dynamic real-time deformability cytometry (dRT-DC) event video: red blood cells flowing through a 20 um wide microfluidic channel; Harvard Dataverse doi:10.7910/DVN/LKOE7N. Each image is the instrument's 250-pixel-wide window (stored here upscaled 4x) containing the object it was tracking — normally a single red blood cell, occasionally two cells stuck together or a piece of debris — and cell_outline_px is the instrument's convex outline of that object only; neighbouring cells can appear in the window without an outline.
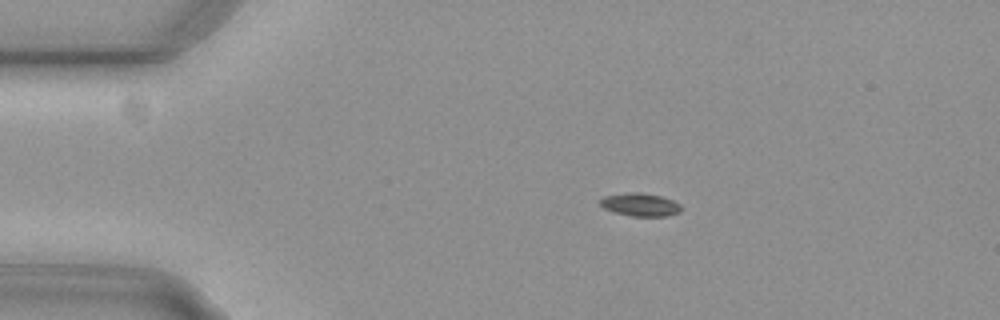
{"species": "common noctule bat (a hibernating species)", "species_latin": "Nyctalus noctula", "temperature_condition": "cold", "stored_images_in_passage": 46, "camera_frame_rate_fps": 3000, "um_per_image_px": 0.085, "animal": {"sex": "female", "body_mass_g": 29.2, "forearm_length_mm": 56.3}, "frame": {"image": 1, "passage_image": 1, "time_ms": 0.0, "image_size_px": [1000, 320], "cell_outline_px": [[680, 212], [668, 216], [632, 216], [612, 212], [604, 208], [600, 204], [600, 200], [604, 196], [632, 192], [640, 192], [660, 196], [672, 200], [680, 204]], "centroid_in_image_um": [54.41, 17.4], "position_along_channel_um": 30.6, "area_um2": 10.81}}
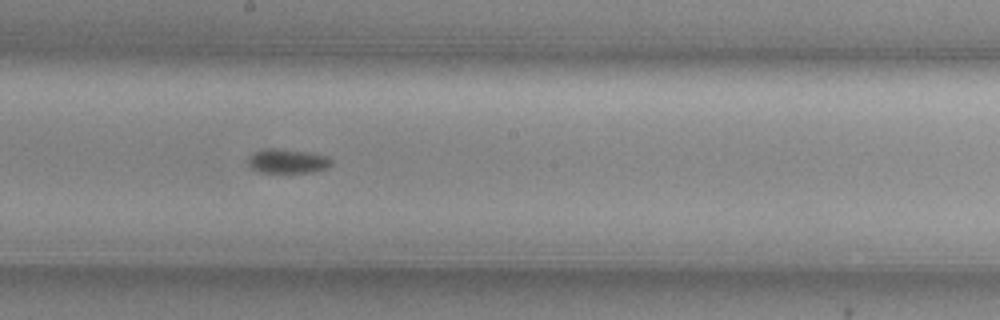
{"frame": {"image": 2, "passage_image": 21, "time_ms": 6.667, "image_size_px": [1000, 320], "cell_outline_px": [[332, 164], [324, 168], [312, 172], [260, 172], [252, 168], [248, 164], [248, 160], [256, 152], [264, 148], [276, 148], [312, 152], [328, 156], [332, 160]], "centroid_in_image_um": [24.47, 13.68], "position_along_channel_um": 223.7, "area_um2": 11.68}}
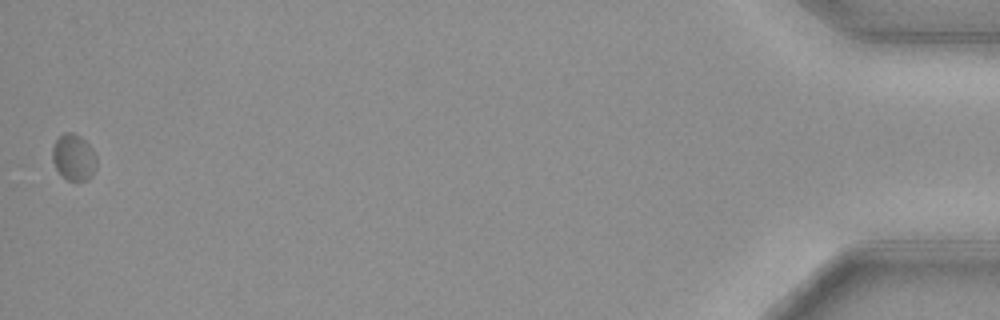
{"frame": {"image": 3, "passage_image": 46, "time_ms": 15.0, "image_size_px": [1000, 320], "cell_outline_px": [[96, 168], [92, 176], [88, 180], [68, 180], [60, 176], [52, 160], [52, 148], [56, 140], [64, 132], [72, 132], [80, 136], [92, 148], [96, 156]], "centroid_in_image_um": [6.26, 13.38], "position_along_channel_um": 428.9, "area_um2": 12.02}}